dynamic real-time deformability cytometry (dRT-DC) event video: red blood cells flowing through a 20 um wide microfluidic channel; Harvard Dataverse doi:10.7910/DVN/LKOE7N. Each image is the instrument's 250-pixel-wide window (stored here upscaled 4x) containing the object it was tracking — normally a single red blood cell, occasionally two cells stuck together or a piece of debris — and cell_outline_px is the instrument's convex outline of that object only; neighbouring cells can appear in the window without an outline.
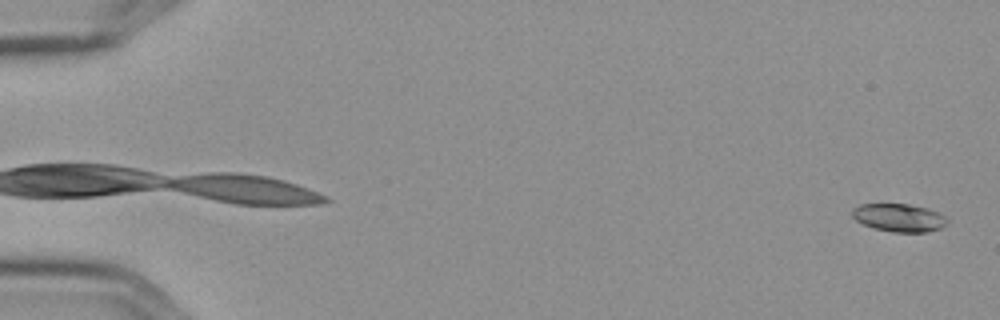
{"species": "Egyptian fruit bat (a non-hibernating species)", "species_latin": "Rousettus aegyptiacus", "temperature_condition": "cold", "stored_images_in_passage": 3, "camera_frame_rate_fps": 3000, "um_per_image_px": 0.085, "frame": {"image": 1, "passage_image": 3, "time_ms": 0.667, "image_size_px": [1000, 320], "cell_outline_px": [[948, 224], [940, 228], [928, 232], [892, 232], [872, 228], [856, 220], [852, 216], [852, 208], [860, 204], [908, 204], [928, 208], [940, 212], [948, 220]], "centroid_in_image_um": [76.43, 18.5], "position_along_channel_um": 8.6, "area_um2": 15.66}}